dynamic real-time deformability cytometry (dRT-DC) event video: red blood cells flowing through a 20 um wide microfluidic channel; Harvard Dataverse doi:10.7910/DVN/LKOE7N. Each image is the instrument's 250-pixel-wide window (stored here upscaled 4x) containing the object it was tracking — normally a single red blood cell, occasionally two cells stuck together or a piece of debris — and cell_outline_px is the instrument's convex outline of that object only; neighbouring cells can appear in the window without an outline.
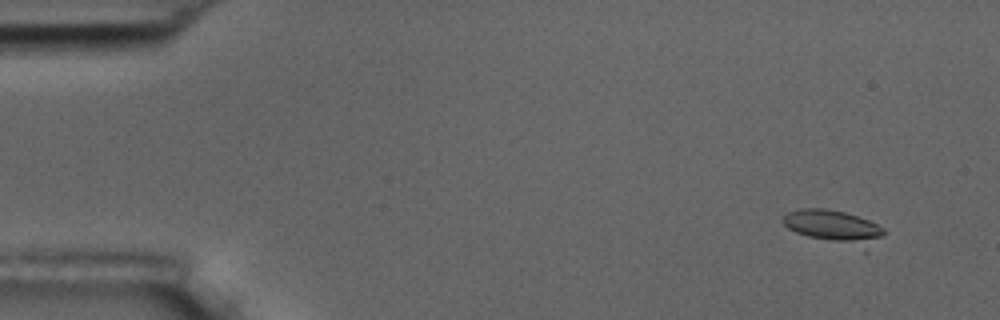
{"species": "common noctule bat (a hibernating species)", "species_latin": "Nyctalus noctula", "temperature_condition": "room temperature", "stored_images_in_passage": 6, "camera_frame_rate_fps": 3000, "um_per_image_px": 0.085, "animal": {"sex": "male", "body_mass_g": 17.5, "forearm_length_mm": 52.3}, "frame": {"image": 1, "passage_image": 2, "time_ms": 1.333, "image_size_px": [1000, 320], "cell_outline_px": [[884, 236], [868, 252], [864, 252], [808, 236], [796, 232], [788, 228], [780, 220], [788, 212], [800, 208], [824, 208], [844, 212], [868, 220], [884, 228]], "centroid_in_image_um": [70.97, 19.35], "position_along_channel_um": 14.0, "area_um2": 20.29}}